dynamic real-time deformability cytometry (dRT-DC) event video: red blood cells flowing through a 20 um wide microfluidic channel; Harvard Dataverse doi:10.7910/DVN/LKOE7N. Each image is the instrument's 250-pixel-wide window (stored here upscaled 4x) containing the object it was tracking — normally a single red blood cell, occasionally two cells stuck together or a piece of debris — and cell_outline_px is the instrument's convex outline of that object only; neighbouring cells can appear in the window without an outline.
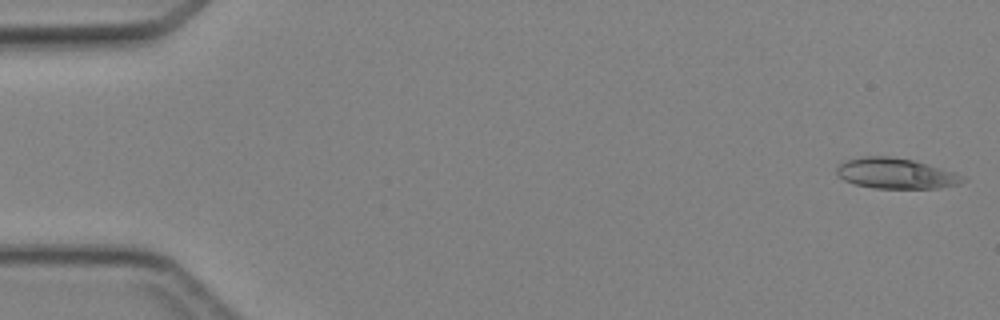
{"species": "Egyptian fruit bat (a non-hibernating species)", "species_latin": "Rousettus aegyptiacus", "temperature_condition": "cold", "stored_images_in_passage": 6, "camera_frame_rate_fps": 3000, "um_per_image_px": 0.085, "animal": {"sex": "female"}, "frame": {"image": 1, "passage_image": 1, "time_ms": 0.0, "image_size_px": [1000, 320], "cell_outline_px": [[968, 180], [960, 184], [940, 188], [872, 188], [856, 184], [844, 180], [836, 176], [836, 168], [844, 160], [860, 156], [892, 156], [912, 160], [928, 164], [956, 172], [964, 176]], "centroid_in_image_um": [76.15, 14.74], "position_along_channel_um": 8.8, "area_um2": 22.77}}
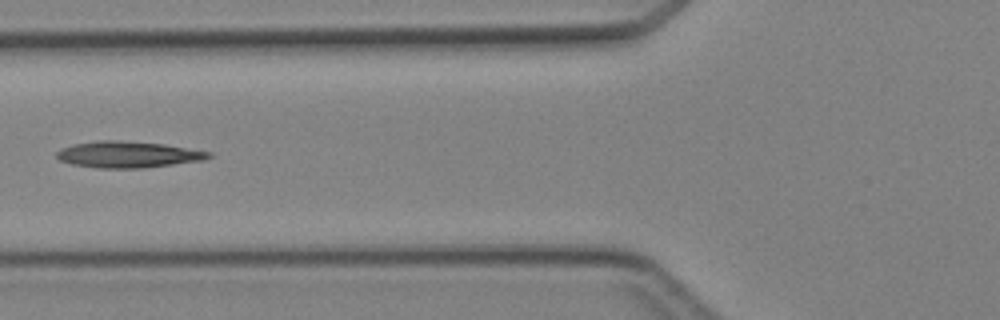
{"frame": {"image": 2, "passage_image": 5, "time_ms": 5.667, "image_size_px": [1000, 320], "cell_outline_px": [[212, 156], [204, 160], [144, 168], [100, 168], [72, 164], [60, 160], [56, 156], [56, 152], [60, 148], [72, 144], [100, 140], [116, 140], [164, 144], [212, 152]], "centroid_in_image_um": [10.87, 13.13], "position_along_channel_um": 114.9, "area_um2": 23.35}}
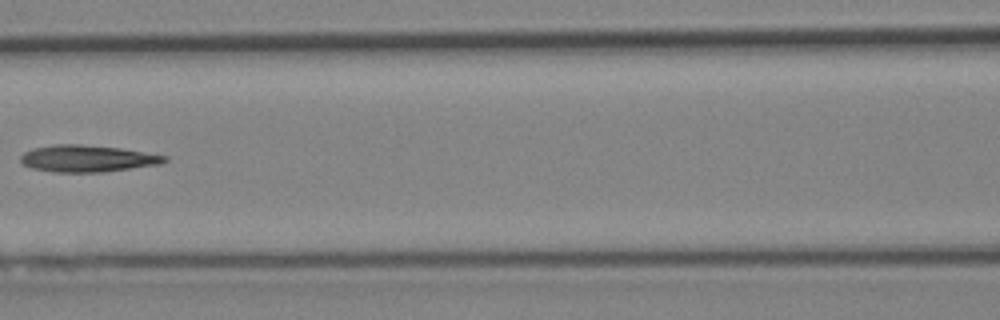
{"frame": {"image": 3, "passage_image": 6, "time_ms": 6.667, "image_size_px": [1000, 320], "cell_outline_px": [[168, 160], [164, 164], [104, 172], [52, 172], [32, 168], [24, 164], [20, 160], [20, 156], [24, 152], [32, 148], [56, 144], [80, 144], [120, 148], [168, 156]], "centroid_in_image_um": [7.46, 13.48], "position_along_channel_um": 159.1, "area_um2": 22.66}}